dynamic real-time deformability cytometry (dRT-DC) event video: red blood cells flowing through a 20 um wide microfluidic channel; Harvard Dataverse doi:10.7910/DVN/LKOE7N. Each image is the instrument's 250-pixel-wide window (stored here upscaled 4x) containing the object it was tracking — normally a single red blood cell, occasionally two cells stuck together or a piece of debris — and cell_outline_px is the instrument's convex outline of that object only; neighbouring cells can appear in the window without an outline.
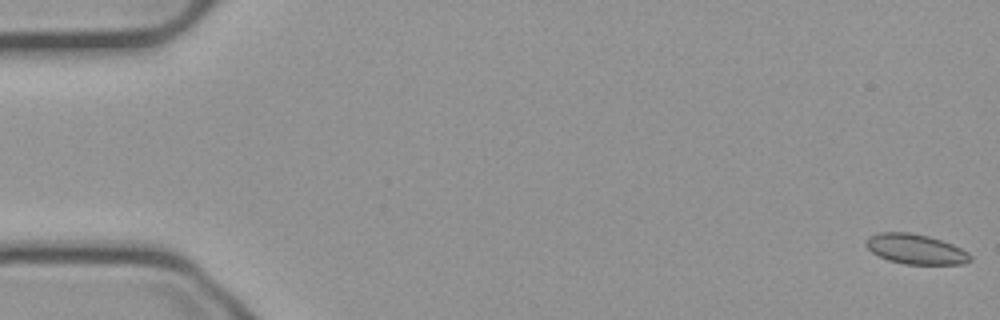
{"species": "common noctule bat (a hibernating species)", "species_latin": "Nyctalus noctula", "temperature_condition": "cold", "stored_images_in_passage": 56, "camera_frame_rate_fps": 3000, "um_per_image_px": 0.085, "animal": {"sex": "male", "body_mass_g": 23.1, "forearm_length_mm": 52.7}, "frame": {"image": 1, "passage_image": 1, "time_ms": 0.0, "image_size_px": [1000, 320], "cell_outline_px": [[972, 260], [964, 264], [904, 264], [888, 260], [872, 252], [864, 244], [864, 240], [868, 236], [880, 232], [908, 232], [928, 236], [952, 244], [968, 252], [972, 256]], "centroid_in_image_um": [77.81, 21.17], "position_along_channel_um": 7.2, "area_um2": 18.26}}
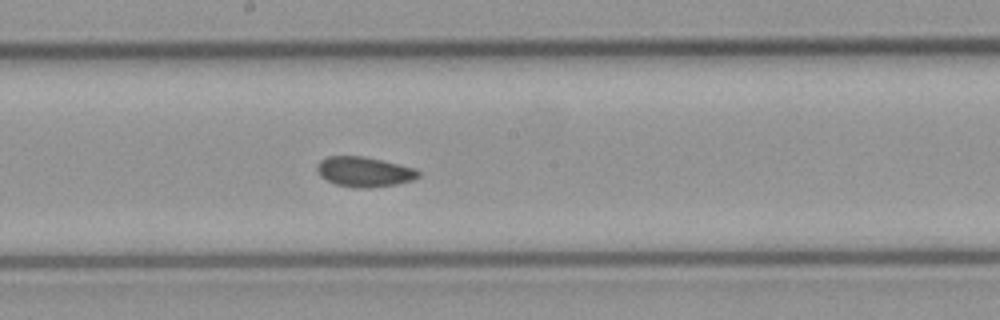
{"frame": {"image": 2, "passage_image": 30, "time_ms": 9.667, "image_size_px": [1000, 320], "cell_outline_px": [[420, 176], [412, 180], [396, 184], [368, 188], [352, 188], [336, 184], [320, 176], [316, 172], [316, 164], [320, 160], [328, 156], [364, 156], [416, 168], [420, 172]], "centroid_in_image_um": [30.94, 14.6], "position_along_channel_um": 217.3, "area_um2": 17.86}}
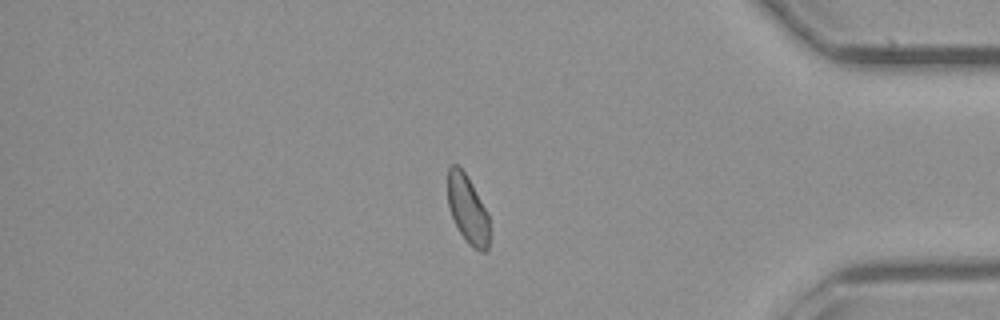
{"frame": {"image": 3, "passage_image": 47, "time_ms": 15.333, "image_size_px": [1000, 320], "cell_outline_px": [[488, 248], [484, 252], [480, 252], [468, 244], [460, 232], [452, 216], [448, 204], [448, 168], [452, 164], [456, 164], [464, 172], [488, 212]], "centroid_in_image_um": [39.74, 17.81], "position_along_channel_um": 395.5, "area_um2": 16.24}, "authors_computed_cell_mechanics": {"area_um2": 17.8313, "velocity_mm_per_s": 3.7201, "shape_relaxation_time_tau1_ms": null, "shape_relaxation_time_tau2_ms": 4.6163, "deformation_change_tau1": null, "deformation_change_tau2": 0.0633}}